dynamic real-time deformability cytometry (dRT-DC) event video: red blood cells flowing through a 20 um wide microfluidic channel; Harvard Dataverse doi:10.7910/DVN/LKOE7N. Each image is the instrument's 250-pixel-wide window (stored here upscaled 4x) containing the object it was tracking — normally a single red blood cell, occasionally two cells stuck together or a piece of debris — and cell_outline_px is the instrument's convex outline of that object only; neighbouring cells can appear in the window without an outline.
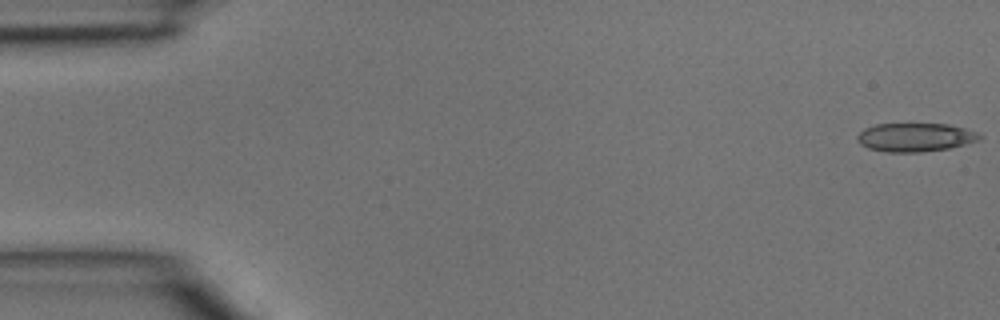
{"species": "common noctule bat (a hibernating species)", "species_latin": "Nyctalus noctula", "temperature_condition": "room temperature", "stored_images_in_passage": 5, "segment_of_instrument_passage": [1, 2], "camera_frame_rate_fps": 3000, "um_per_image_px": 0.085, "animal": {"sex": "male", "body_mass_g": 15.6}, "frame": {"image": 1, "passage_image": 1, "time_ms": 0.0, "image_size_px": [1000, 320], "cell_outline_px": [[984, 136], [976, 140], [964, 144], [948, 148], [920, 152], [888, 152], [868, 148], [860, 144], [856, 136], [864, 128], [876, 124], [948, 124], [964, 128], [976, 132]], "centroid_in_image_um": [77.76, 11.66], "position_along_channel_um": 7.2, "area_um2": 20.17}}
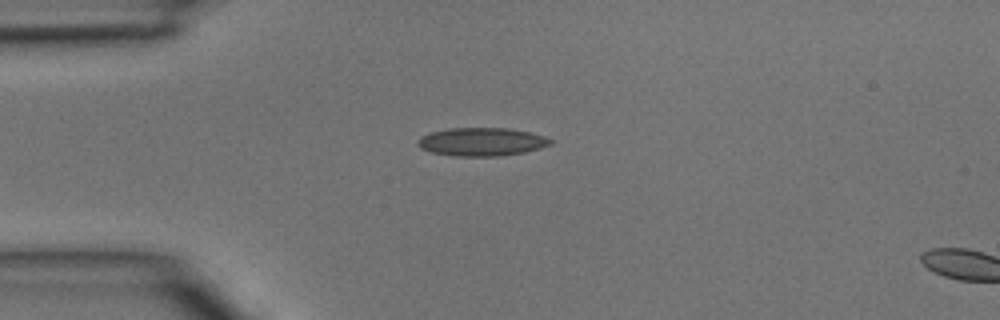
{"frame": {"image": 2, "passage_image": 4, "time_ms": 1.0, "image_size_px": [1000, 320], "cell_outline_px": [[556, 140], [552, 144], [540, 148], [524, 152], [500, 156], [452, 156], [432, 152], [420, 148], [416, 144], [420, 136], [432, 132], [448, 128], [508, 128], [528, 132], [544, 136]], "centroid_in_image_um": [40.95, 12.05], "position_along_channel_um": 44.0, "area_um2": 21.96}}